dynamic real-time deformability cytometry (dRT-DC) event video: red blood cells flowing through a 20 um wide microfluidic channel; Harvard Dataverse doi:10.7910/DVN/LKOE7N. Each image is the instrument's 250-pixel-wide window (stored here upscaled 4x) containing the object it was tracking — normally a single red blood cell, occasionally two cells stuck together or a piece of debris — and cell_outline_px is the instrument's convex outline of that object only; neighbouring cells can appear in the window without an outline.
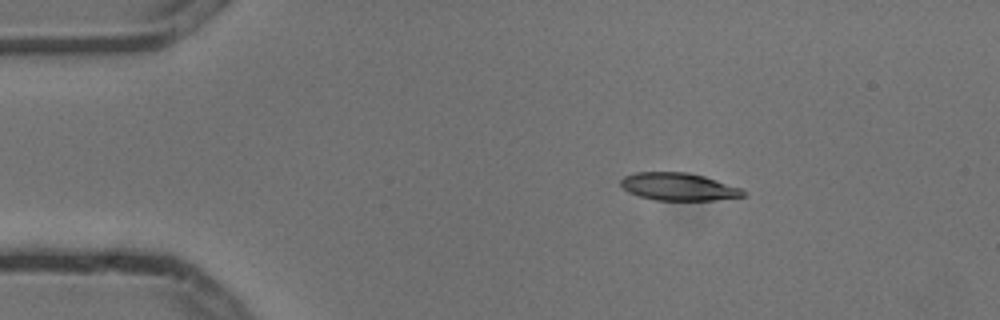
{"species": "common noctule bat (a hibernating species)", "species_latin": "Nyctalus noctula", "temperature_condition": "cold", "stored_images_in_passage": 3, "camera_frame_rate_fps": 3000, "um_per_image_px": 0.085, "animal": {"sex": "male", "body_mass_g": 13.3}, "frame": {"image": 1, "passage_image": 2, "time_ms": 0.333, "image_size_px": [1000, 320], "cell_outline_px": [[744, 196], [712, 200], [656, 200], [640, 196], [628, 192], [620, 184], [620, 180], [624, 176], [636, 172], [684, 172], [704, 176], [740, 188], [744, 192]], "centroid_in_image_um": [57.63, 15.86], "position_along_channel_um": 27.4, "area_um2": 19.42}}